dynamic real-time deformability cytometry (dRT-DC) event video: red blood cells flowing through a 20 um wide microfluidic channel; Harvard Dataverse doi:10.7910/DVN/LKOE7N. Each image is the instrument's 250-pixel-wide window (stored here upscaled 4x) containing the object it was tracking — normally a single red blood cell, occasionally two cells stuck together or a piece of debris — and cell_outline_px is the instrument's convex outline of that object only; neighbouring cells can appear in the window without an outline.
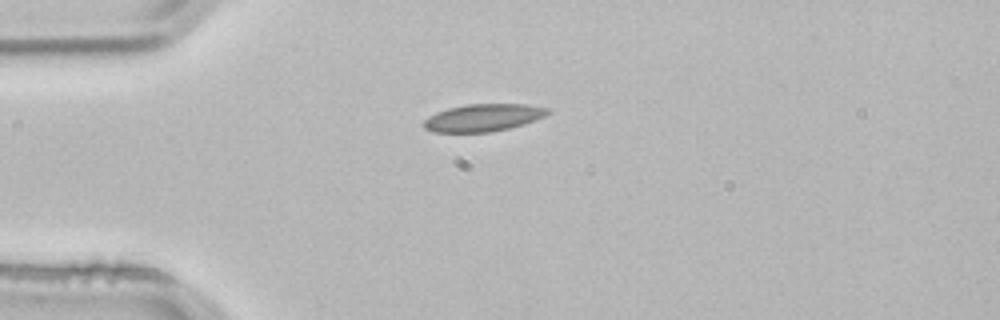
{"species": "common noctule bat (a hibernating species)", "species_latin": "Nyctalus noctula", "temperature_condition": "room temperature", "stored_images_in_passage": 1, "camera_frame_rate_fps": 3000, "um_per_image_px": 0.085, "animal": {"sex": "male", "body_mass_g": 21.5, "forearm_length_mm": 52.0}, "frame": {"image": 1, "passage_image": 1, "time_ms": 0.0, "image_size_px": [1000, 320], "cell_outline_px": [[552, 112], [544, 116], [524, 124], [508, 128], [488, 132], [432, 132], [424, 128], [424, 120], [428, 116], [436, 112], [448, 108], [468, 104], [524, 104], [552, 108]], "centroid_in_image_um": [41.09, 9.99], "position_along_channel_um": 43.9, "area_um2": 19.83}}